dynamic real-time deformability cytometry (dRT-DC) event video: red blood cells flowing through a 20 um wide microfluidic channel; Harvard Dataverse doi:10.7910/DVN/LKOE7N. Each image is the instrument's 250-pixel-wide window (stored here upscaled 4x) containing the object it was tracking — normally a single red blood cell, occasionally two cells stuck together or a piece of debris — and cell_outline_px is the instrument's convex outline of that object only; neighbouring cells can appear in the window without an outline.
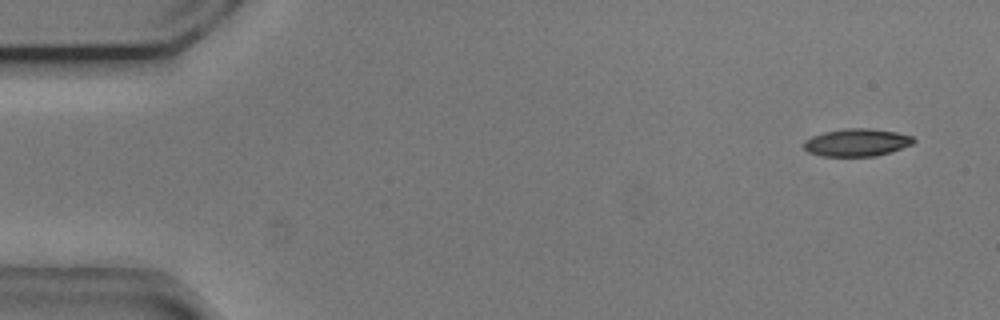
{"species": "common noctule bat (a hibernating species)", "species_latin": "Nyctalus noctula", "temperature_condition": "cold", "stored_images_in_passage": 14, "camera_frame_rate_fps": 3000, "um_per_image_px": 0.085, "animal": {"sex": "male", "body_mass_g": 20.5, "forearm_length_mm": 52.5}, "frame": {"image": 1, "passage_image": 1, "time_ms": 0.0, "image_size_px": [1000, 320], "cell_outline_px": [[916, 140], [912, 144], [876, 156], [820, 156], [808, 152], [804, 148], [804, 140], [812, 136], [824, 132], [844, 128], [872, 128], [896, 132], [912, 136]], "centroid_in_image_um": [72.8, 12.1], "position_along_channel_um": 12.2, "area_um2": 17.63}}
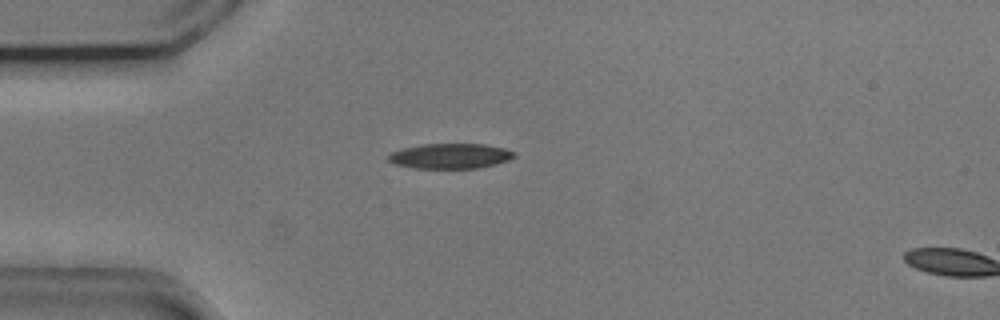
{"frame": {"image": 2, "passage_image": 12, "time_ms": 3.667, "image_size_px": [1000, 320], "cell_outline_px": [[516, 156], [508, 160], [496, 164], [476, 168], [412, 168], [392, 164], [388, 160], [388, 156], [392, 152], [400, 148], [420, 144], [484, 144], [504, 148], [516, 152]], "centroid_in_image_um": [38.24, 13.26], "position_along_channel_um": 46.8, "area_um2": 18.61}}